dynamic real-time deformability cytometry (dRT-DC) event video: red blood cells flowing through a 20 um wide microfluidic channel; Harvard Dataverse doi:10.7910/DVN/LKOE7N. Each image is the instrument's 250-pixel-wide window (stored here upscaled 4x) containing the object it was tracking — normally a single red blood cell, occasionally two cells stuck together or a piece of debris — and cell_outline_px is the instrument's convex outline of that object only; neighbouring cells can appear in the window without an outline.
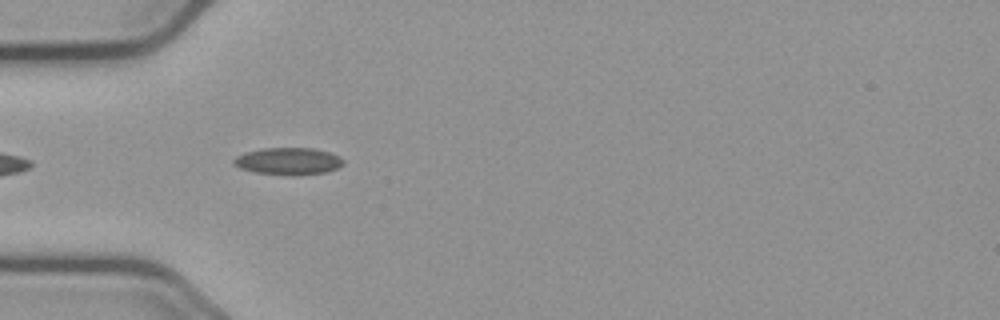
{"species": "common noctule bat (a hibernating species)", "species_latin": "Nyctalus noctula", "temperature_condition": "cold", "stored_images_in_passage": 5, "camera_frame_rate_fps": 3000, "um_per_image_px": 0.085, "animal": {"sex": "male", "body_mass_g": 23.1, "forearm_length_mm": 52.7}, "frame": {"image": 1, "passage_image": 1, "time_ms": 0.0, "image_size_px": [1000, 320], "cell_outline_px": [[344, 164], [336, 168], [324, 172], [292, 176], [256, 172], [240, 168], [232, 164], [232, 160], [236, 156], [244, 152], [264, 148], [312, 148], [328, 152], [340, 156], [344, 160]], "centroid_in_image_um": [24.48, 13.7], "position_along_channel_um": 60.5, "area_um2": 17.34}}